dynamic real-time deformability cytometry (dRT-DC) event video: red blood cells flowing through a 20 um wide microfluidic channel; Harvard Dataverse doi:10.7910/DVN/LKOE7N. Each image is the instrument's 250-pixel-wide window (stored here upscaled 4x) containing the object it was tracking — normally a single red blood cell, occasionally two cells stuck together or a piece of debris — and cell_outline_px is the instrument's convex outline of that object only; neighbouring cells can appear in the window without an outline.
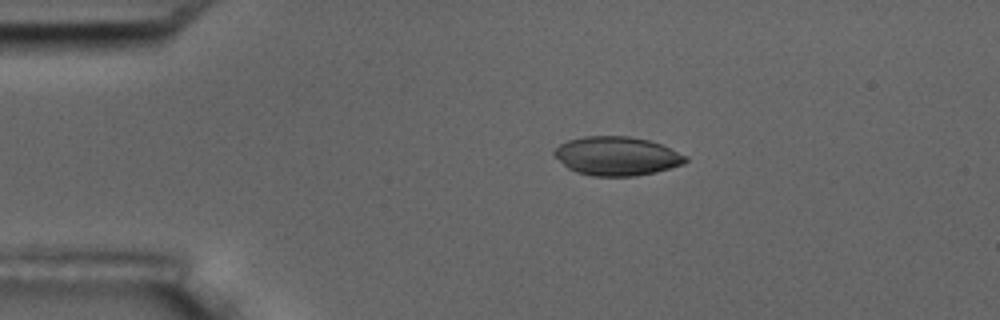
{"species": "common noctule bat (a hibernating species)", "species_latin": "Nyctalus noctula", "temperature_condition": "room temperature", "stored_images_in_passage": 3, "camera_frame_rate_fps": 3000, "um_per_image_px": 0.085, "animal": {"sex": "male", "body_mass_g": 17.5, "forearm_length_mm": 52.3}, "frame": {"image": 1, "passage_image": 1, "time_ms": 0.0, "image_size_px": [1000, 320], "cell_outline_px": [[688, 160], [684, 164], [656, 172], [636, 176], [592, 176], [576, 172], [568, 168], [552, 152], [560, 144], [568, 140], [584, 136], [628, 136], [648, 140], [660, 144], [688, 156]], "centroid_in_image_um": [52.45, 13.27], "position_along_channel_um": 32.6, "area_um2": 29.65}}